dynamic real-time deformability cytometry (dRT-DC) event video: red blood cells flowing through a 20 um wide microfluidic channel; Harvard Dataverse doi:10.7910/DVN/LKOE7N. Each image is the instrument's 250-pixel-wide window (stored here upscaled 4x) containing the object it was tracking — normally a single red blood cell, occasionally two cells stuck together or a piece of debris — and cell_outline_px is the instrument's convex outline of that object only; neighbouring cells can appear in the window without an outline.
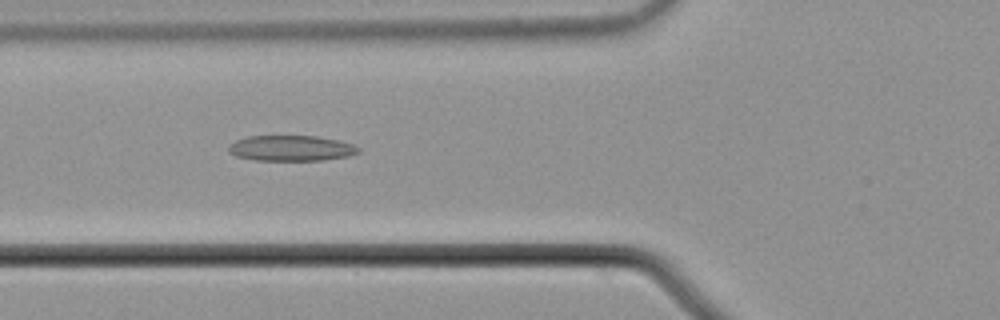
{"species": "common noctule bat (a hibernating species)", "species_latin": "Nyctalus noctula", "temperature_condition": "cold", "stored_images_in_passage": 55, "camera_frame_rate_fps": 3000, "um_per_image_px": 0.085, "animal": {"sex": "male", "body_mass_g": 21.5, "forearm_length_mm": 52.0}, "frame": {"image": 1, "passage_image": 21, "time_ms": 6.667, "image_size_px": [1000, 320], "cell_outline_px": [[360, 152], [348, 156], [324, 160], [256, 160], [236, 156], [228, 152], [228, 144], [236, 140], [248, 136], [316, 136], [340, 140], [352, 144], [360, 148]], "centroid_in_image_um": [24.74, 12.59], "position_along_channel_um": 101.1, "area_um2": 19.42}}
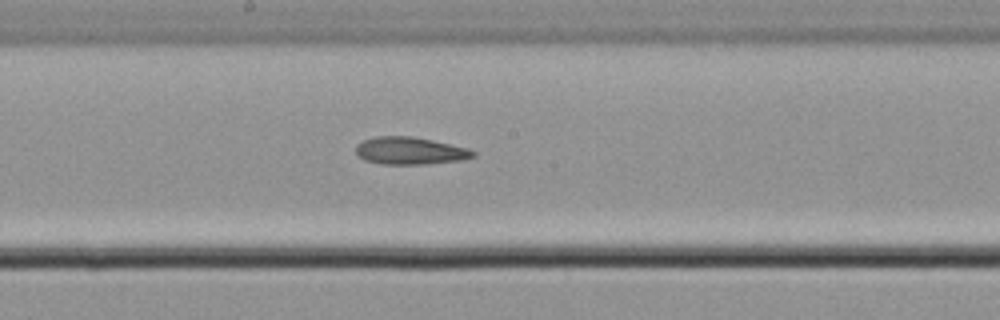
{"frame": {"image": 2, "passage_image": 30, "time_ms": 9.667, "image_size_px": [1000, 320], "cell_outline_px": [[476, 156], [464, 160], [428, 164], [384, 164], [364, 160], [356, 156], [356, 144], [372, 136], [412, 136], [432, 140], [468, 148], [476, 152]], "centroid_in_image_um": [34.85, 12.82], "position_along_channel_um": 213.4, "area_um2": 18.96}}
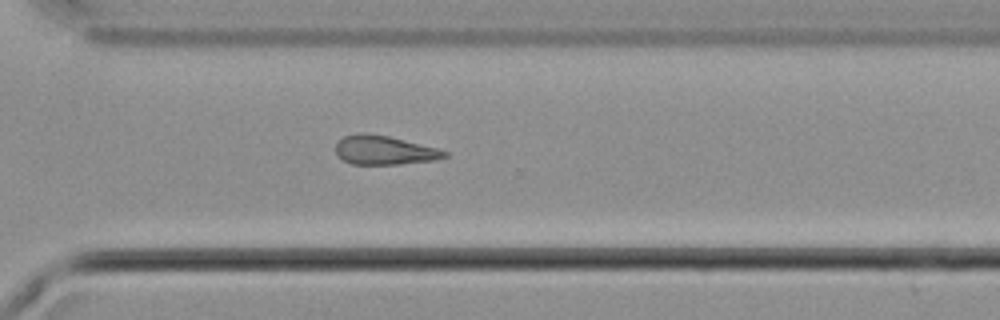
{"frame": {"image": 3, "passage_image": 40, "time_ms": 13.0, "image_size_px": [1000, 320], "cell_outline_px": [[448, 156], [436, 160], [400, 164], [352, 164], [336, 156], [336, 140], [344, 136], [360, 132], [364, 132], [388, 136], [436, 148], [448, 152]], "centroid_in_image_um": [32.62, 12.76], "position_along_channel_um": 338.0, "area_um2": 18.44}, "authors_computed_cell_mechanics": {"area_um2": 19.1896, "velocity_mm_per_s": 3.7325, "shape_relaxation_time_tau1_ms": null, "shape_relaxation_time_tau2_ms": 4.6403, "deformation_change_tau1": null, "deformation_change_tau2": 0.1354}}